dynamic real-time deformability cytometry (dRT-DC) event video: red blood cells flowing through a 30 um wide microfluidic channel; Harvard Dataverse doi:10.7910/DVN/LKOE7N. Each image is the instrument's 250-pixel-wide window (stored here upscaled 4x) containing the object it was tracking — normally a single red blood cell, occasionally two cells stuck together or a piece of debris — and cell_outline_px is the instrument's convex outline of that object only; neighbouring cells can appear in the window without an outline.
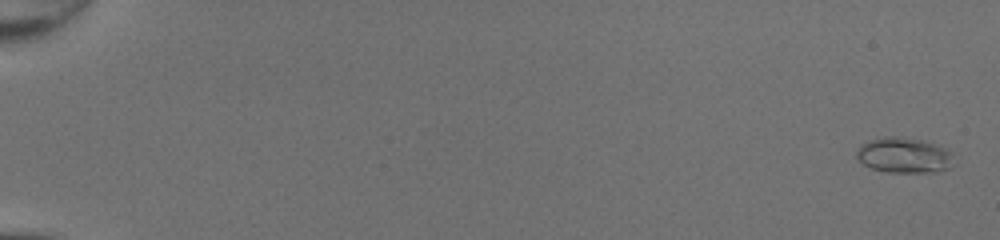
{"species": "common noctule bat (a hibernating species)", "species_latin": "Nyctalus noctula", "temperature_condition": "room temperature", "stored_images_in_passage": 51, "camera_frame_rate_fps": 3000, "um_per_image_px": 0.085, "animal": {"sex": "female", "body_mass_g": 20.0, "forearm_length_mm": 54.0}, "frame": {"image": 1, "passage_image": 2, "time_ms": 0.333, "image_size_px": [1000, 240], "cell_outline_px": [[956, 164], [948, 168], [932, 172], [888, 172], [872, 168], [864, 164], [856, 156], [856, 152], [860, 144], [868, 140], [884, 136], [892, 136], [920, 140], [944, 148], [952, 152]], "centroid_in_image_um": [76.84, 13.2], "position_along_channel_um": 8.2, "area_um2": 20.0}}
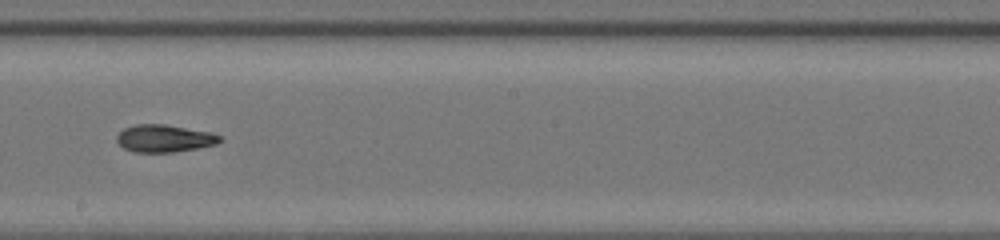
{"frame": {"image": 2, "passage_image": 32, "time_ms": 10.333, "image_size_px": [1000, 240], "cell_outline_px": [[224, 140], [216, 144], [196, 148], [172, 152], [132, 152], [124, 148], [116, 140], [116, 136], [124, 128], [136, 124], [164, 124], [212, 132], [224, 136]], "centroid_in_image_um": [14.01, 11.76], "position_along_channel_um": 234.2, "area_um2": 16.59}}
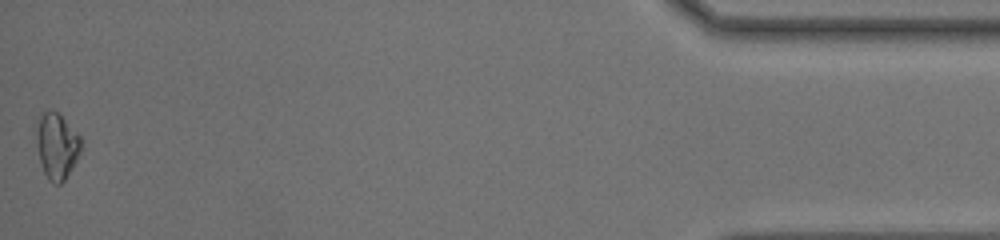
{"frame": {"image": 3, "passage_image": 51, "time_ms": 16.667, "image_size_px": [1000, 240], "cell_outline_px": [[80, 152], [76, 160], [64, 180], [60, 184], [56, 184], [48, 180], [44, 172], [40, 160], [36, 144], [36, 132], [40, 112], [56, 112], [80, 136]], "centroid_in_image_um": [4.8, 12.43], "position_along_channel_um": 430.4, "area_um2": 16.65}, "authors_computed_cell_mechanics": {"area_um2": 16.8198, "velocity_mm_per_s": 4.355, "shape_relaxation_time_tau1_ms": 3.5774, "shape_relaxation_time_tau2_ms": 2.7669, "deformation_change_tau1": 0.1319, "deformation_change_tau2": 0.0727}}